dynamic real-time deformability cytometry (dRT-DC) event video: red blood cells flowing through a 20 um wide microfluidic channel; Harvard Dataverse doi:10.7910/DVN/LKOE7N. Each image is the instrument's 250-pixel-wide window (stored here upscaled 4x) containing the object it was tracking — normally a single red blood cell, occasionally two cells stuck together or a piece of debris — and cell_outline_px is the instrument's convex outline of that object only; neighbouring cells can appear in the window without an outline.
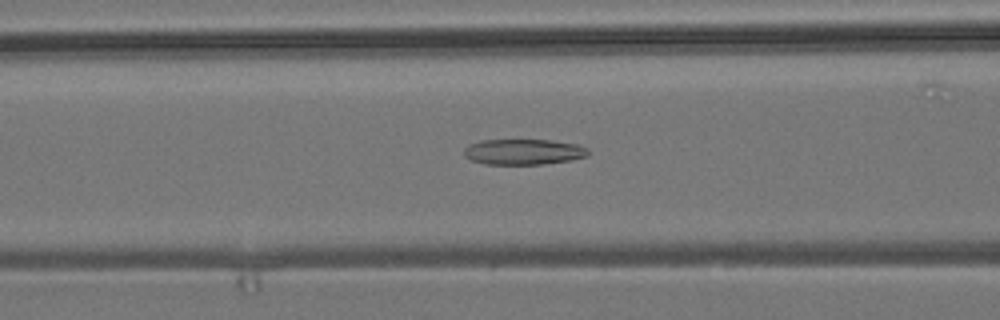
{"species": "common noctule bat (a hibernating species)", "species_latin": "Nyctalus noctula", "temperature_condition": "room temperature", "stored_images_in_passage": 39, "camera_frame_rate_fps": 3000, "um_per_image_px": 0.085, "animal": {"sex": "male", "body_mass_g": 19.2, "forearm_length_mm": 51.8}, "frame": {"image": 1, "passage_image": 6, "time_ms": 1.667, "image_size_px": [1000, 320], "cell_outline_px": [[588, 156], [572, 160], [544, 164], [484, 164], [472, 160], [464, 156], [464, 148], [468, 144], [480, 140], [548, 140], [580, 144], [588, 148]], "centroid_in_image_um": [44.51, 12.9], "position_along_channel_um": 122.1, "area_um2": 18.73}}
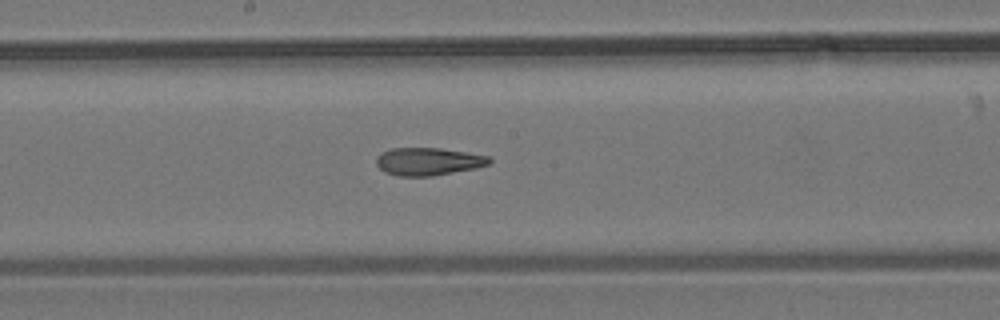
{"frame": {"image": 2, "passage_image": 13, "time_ms": 4.0, "image_size_px": [1000, 320], "cell_outline_px": [[492, 160], [488, 164], [476, 168], [432, 176], [400, 176], [384, 172], [376, 164], [376, 156], [380, 152], [392, 148], [440, 148], [488, 156]], "centroid_in_image_um": [36.36, 13.72], "position_along_channel_um": 211.8, "area_um2": 18.21}}
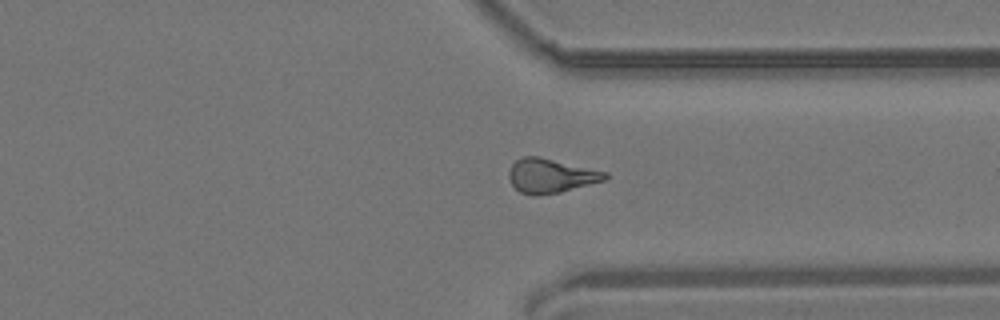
{"frame": {"image": 3, "passage_image": 25, "time_ms": 8.0, "image_size_px": [1000, 320], "cell_outline_px": [[608, 176], [604, 180], [560, 192], [536, 196], [532, 196], [520, 192], [512, 184], [508, 176], [508, 172], [512, 164], [516, 160], [524, 156], [536, 156], [608, 172]], "centroid_in_image_um": [46.78, 14.95], "position_along_channel_um": 364.6, "area_um2": 18.96}, "authors_computed_cell_mechanics": {"area_um2": 18.6116, "velocity_mm_per_s": 3.8295, "shape_relaxation_time_tau1_ms": null, "shape_relaxation_time_tau2_ms": 2.6757, "deformation_change_tau1": null, "deformation_change_tau2": 0.1171}}